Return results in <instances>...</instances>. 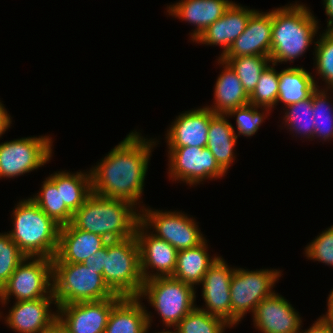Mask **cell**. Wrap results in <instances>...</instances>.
I'll return each instance as SVG.
<instances>
[{
  "label": "cell",
  "instance_id": "1",
  "mask_svg": "<svg viewBox=\"0 0 333 333\" xmlns=\"http://www.w3.org/2000/svg\"><path fill=\"white\" fill-rule=\"evenodd\" d=\"M141 135L131 131L95 167L90 168L93 193L141 206L151 150L157 143L155 139L148 140Z\"/></svg>",
  "mask_w": 333,
  "mask_h": 333
},
{
  "label": "cell",
  "instance_id": "2",
  "mask_svg": "<svg viewBox=\"0 0 333 333\" xmlns=\"http://www.w3.org/2000/svg\"><path fill=\"white\" fill-rule=\"evenodd\" d=\"M138 209L128 201L92 192L73 214L71 224L77 229L101 235L108 241L123 240L135 235L140 222Z\"/></svg>",
  "mask_w": 333,
  "mask_h": 333
},
{
  "label": "cell",
  "instance_id": "3",
  "mask_svg": "<svg viewBox=\"0 0 333 333\" xmlns=\"http://www.w3.org/2000/svg\"><path fill=\"white\" fill-rule=\"evenodd\" d=\"M291 5V6H290ZM272 10L271 63L293 62L308 50L319 24L304 4H290Z\"/></svg>",
  "mask_w": 333,
  "mask_h": 333
},
{
  "label": "cell",
  "instance_id": "4",
  "mask_svg": "<svg viewBox=\"0 0 333 333\" xmlns=\"http://www.w3.org/2000/svg\"><path fill=\"white\" fill-rule=\"evenodd\" d=\"M11 239L26 257L53 259L59 245L60 225L31 199H23L12 211Z\"/></svg>",
  "mask_w": 333,
  "mask_h": 333
},
{
  "label": "cell",
  "instance_id": "5",
  "mask_svg": "<svg viewBox=\"0 0 333 333\" xmlns=\"http://www.w3.org/2000/svg\"><path fill=\"white\" fill-rule=\"evenodd\" d=\"M52 278L57 307L116 296L103 275L83 263H52Z\"/></svg>",
  "mask_w": 333,
  "mask_h": 333
},
{
  "label": "cell",
  "instance_id": "6",
  "mask_svg": "<svg viewBox=\"0 0 333 333\" xmlns=\"http://www.w3.org/2000/svg\"><path fill=\"white\" fill-rule=\"evenodd\" d=\"M103 278L116 295L139 296L144 279L140 268L139 244L135 235L106 243Z\"/></svg>",
  "mask_w": 333,
  "mask_h": 333
},
{
  "label": "cell",
  "instance_id": "7",
  "mask_svg": "<svg viewBox=\"0 0 333 333\" xmlns=\"http://www.w3.org/2000/svg\"><path fill=\"white\" fill-rule=\"evenodd\" d=\"M195 289L173 277H157L144 281L138 297H146L163 324L175 328L197 306Z\"/></svg>",
  "mask_w": 333,
  "mask_h": 333
},
{
  "label": "cell",
  "instance_id": "8",
  "mask_svg": "<svg viewBox=\"0 0 333 333\" xmlns=\"http://www.w3.org/2000/svg\"><path fill=\"white\" fill-rule=\"evenodd\" d=\"M279 277L281 271L277 269L235 268L230 284L232 327L239 324L247 312L253 315L257 305L275 292L272 289Z\"/></svg>",
  "mask_w": 333,
  "mask_h": 333
},
{
  "label": "cell",
  "instance_id": "9",
  "mask_svg": "<svg viewBox=\"0 0 333 333\" xmlns=\"http://www.w3.org/2000/svg\"><path fill=\"white\" fill-rule=\"evenodd\" d=\"M52 292V259L26 257L0 290V302L5 306L11 296L15 301H28L47 297Z\"/></svg>",
  "mask_w": 333,
  "mask_h": 333
},
{
  "label": "cell",
  "instance_id": "10",
  "mask_svg": "<svg viewBox=\"0 0 333 333\" xmlns=\"http://www.w3.org/2000/svg\"><path fill=\"white\" fill-rule=\"evenodd\" d=\"M144 207V205L139 206L140 222L146 228L150 230L152 228L153 235L165 240L177 251L196 247L206 240L195 218L187 216L184 212L152 210Z\"/></svg>",
  "mask_w": 333,
  "mask_h": 333
},
{
  "label": "cell",
  "instance_id": "11",
  "mask_svg": "<svg viewBox=\"0 0 333 333\" xmlns=\"http://www.w3.org/2000/svg\"><path fill=\"white\" fill-rule=\"evenodd\" d=\"M51 137H25L0 143V178H14L27 174L52 157Z\"/></svg>",
  "mask_w": 333,
  "mask_h": 333
},
{
  "label": "cell",
  "instance_id": "12",
  "mask_svg": "<svg viewBox=\"0 0 333 333\" xmlns=\"http://www.w3.org/2000/svg\"><path fill=\"white\" fill-rule=\"evenodd\" d=\"M168 156V174L172 181L194 186L206 179L221 178L227 173L207 147L168 148Z\"/></svg>",
  "mask_w": 333,
  "mask_h": 333
},
{
  "label": "cell",
  "instance_id": "13",
  "mask_svg": "<svg viewBox=\"0 0 333 333\" xmlns=\"http://www.w3.org/2000/svg\"><path fill=\"white\" fill-rule=\"evenodd\" d=\"M116 295L100 301L78 302L57 307L58 321L69 333H104Z\"/></svg>",
  "mask_w": 333,
  "mask_h": 333
},
{
  "label": "cell",
  "instance_id": "14",
  "mask_svg": "<svg viewBox=\"0 0 333 333\" xmlns=\"http://www.w3.org/2000/svg\"><path fill=\"white\" fill-rule=\"evenodd\" d=\"M135 236L139 244L140 268L144 281L157 277H172L176 268L177 250L165 240L153 235L141 222L136 227ZM149 268L152 271H149Z\"/></svg>",
  "mask_w": 333,
  "mask_h": 333
},
{
  "label": "cell",
  "instance_id": "15",
  "mask_svg": "<svg viewBox=\"0 0 333 333\" xmlns=\"http://www.w3.org/2000/svg\"><path fill=\"white\" fill-rule=\"evenodd\" d=\"M235 268H230L223 257H219L208 269L201 282L205 308L199 309L223 319L232 327L230 284Z\"/></svg>",
  "mask_w": 333,
  "mask_h": 333
},
{
  "label": "cell",
  "instance_id": "16",
  "mask_svg": "<svg viewBox=\"0 0 333 333\" xmlns=\"http://www.w3.org/2000/svg\"><path fill=\"white\" fill-rule=\"evenodd\" d=\"M57 302L53 292L44 298L28 301H15L5 323L17 333H44L58 320V313L51 310Z\"/></svg>",
  "mask_w": 333,
  "mask_h": 333
},
{
  "label": "cell",
  "instance_id": "17",
  "mask_svg": "<svg viewBox=\"0 0 333 333\" xmlns=\"http://www.w3.org/2000/svg\"><path fill=\"white\" fill-rule=\"evenodd\" d=\"M298 313L288 300L274 292L257 305L252 319L262 333H299L302 319Z\"/></svg>",
  "mask_w": 333,
  "mask_h": 333
},
{
  "label": "cell",
  "instance_id": "18",
  "mask_svg": "<svg viewBox=\"0 0 333 333\" xmlns=\"http://www.w3.org/2000/svg\"><path fill=\"white\" fill-rule=\"evenodd\" d=\"M209 108H197L181 113L167 130L168 148L184 146L205 148L208 140L210 118L214 115Z\"/></svg>",
  "mask_w": 333,
  "mask_h": 333
},
{
  "label": "cell",
  "instance_id": "19",
  "mask_svg": "<svg viewBox=\"0 0 333 333\" xmlns=\"http://www.w3.org/2000/svg\"><path fill=\"white\" fill-rule=\"evenodd\" d=\"M272 39V10L255 11L243 33L232 43L222 57L270 56Z\"/></svg>",
  "mask_w": 333,
  "mask_h": 333
},
{
  "label": "cell",
  "instance_id": "20",
  "mask_svg": "<svg viewBox=\"0 0 333 333\" xmlns=\"http://www.w3.org/2000/svg\"><path fill=\"white\" fill-rule=\"evenodd\" d=\"M255 11L232 2L223 16L211 24L193 42L221 46L223 49L220 55L221 58L227 53L232 43L243 33L250 16Z\"/></svg>",
  "mask_w": 333,
  "mask_h": 333
},
{
  "label": "cell",
  "instance_id": "21",
  "mask_svg": "<svg viewBox=\"0 0 333 333\" xmlns=\"http://www.w3.org/2000/svg\"><path fill=\"white\" fill-rule=\"evenodd\" d=\"M107 242L103 236L77 229L71 223L61 226L58 250L52 263H83Z\"/></svg>",
  "mask_w": 333,
  "mask_h": 333
},
{
  "label": "cell",
  "instance_id": "22",
  "mask_svg": "<svg viewBox=\"0 0 333 333\" xmlns=\"http://www.w3.org/2000/svg\"><path fill=\"white\" fill-rule=\"evenodd\" d=\"M233 1L229 0H181L167 7L169 15L194 24L190 34L196 40L211 24L221 18Z\"/></svg>",
  "mask_w": 333,
  "mask_h": 333
},
{
  "label": "cell",
  "instance_id": "23",
  "mask_svg": "<svg viewBox=\"0 0 333 333\" xmlns=\"http://www.w3.org/2000/svg\"><path fill=\"white\" fill-rule=\"evenodd\" d=\"M139 297H122L112 308L104 333H147L153 316Z\"/></svg>",
  "mask_w": 333,
  "mask_h": 333
},
{
  "label": "cell",
  "instance_id": "24",
  "mask_svg": "<svg viewBox=\"0 0 333 333\" xmlns=\"http://www.w3.org/2000/svg\"><path fill=\"white\" fill-rule=\"evenodd\" d=\"M223 70L218 76L214 88V105L205 106L215 114H227L230 110L249 104V95L241 80L227 61L218 57Z\"/></svg>",
  "mask_w": 333,
  "mask_h": 333
},
{
  "label": "cell",
  "instance_id": "25",
  "mask_svg": "<svg viewBox=\"0 0 333 333\" xmlns=\"http://www.w3.org/2000/svg\"><path fill=\"white\" fill-rule=\"evenodd\" d=\"M226 114H214L210 118L207 148L218 164L227 172L235 160V147L238 137ZM234 150V151H233Z\"/></svg>",
  "mask_w": 333,
  "mask_h": 333
},
{
  "label": "cell",
  "instance_id": "26",
  "mask_svg": "<svg viewBox=\"0 0 333 333\" xmlns=\"http://www.w3.org/2000/svg\"><path fill=\"white\" fill-rule=\"evenodd\" d=\"M207 249L205 240L196 247L177 251L176 268L172 277L193 287L200 285L208 269L220 257L210 256Z\"/></svg>",
  "mask_w": 333,
  "mask_h": 333
},
{
  "label": "cell",
  "instance_id": "27",
  "mask_svg": "<svg viewBox=\"0 0 333 333\" xmlns=\"http://www.w3.org/2000/svg\"><path fill=\"white\" fill-rule=\"evenodd\" d=\"M312 73L303 67H289L279 72V92L277 104L284 106L309 98L319 88Z\"/></svg>",
  "mask_w": 333,
  "mask_h": 333
},
{
  "label": "cell",
  "instance_id": "28",
  "mask_svg": "<svg viewBox=\"0 0 333 333\" xmlns=\"http://www.w3.org/2000/svg\"><path fill=\"white\" fill-rule=\"evenodd\" d=\"M48 178L61 187L62 204L74 214L85 202L91 191L90 171L70 173L58 171L52 173Z\"/></svg>",
  "mask_w": 333,
  "mask_h": 333
},
{
  "label": "cell",
  "instance_id": "29",
  "mask_svg": "<svg viewBox=\"0 0 333 333\" xmlns=\"http://www.w3.org/2000/svg\"><path fill=\"white\" fill-rule=\"evenodd\" d=\"M42 183L41 191L30 198L60 226L71 223L73 213L62 204L61 187H56L48 177Z\"/></svg>",
  "mask_w": 333,
  "mask_h": 333
},
{
  "label": "cell",
  "instance_id": "30",
  "mask_svg": "<svg viewBox=\"0 0 333 333\" xmlns=\"http://www.w3.org/2000/svg\"><path fill=\"white\" fill-rule=\"evenodd\" d=\"M234 69L248 95L255 89L264 69L271 64L267 56L221 57Z\"/></svg>",
  "mask_w": 333,
  "mask_h": 333
},
{
  "label": "cell",
  "instance_id": "31",
  "mask_svg": "<svg viewBox=\"0 0 333 333\" xmlns=\"http://www.w3.org/2000/svg\"><path fill=\"white\" fill-rule=\"evenodd\" d=\"M285 115L283 120L285 126L292 133H297L306 139L313 140L314 136V118L312 95L309 98L301 100L297 103L290 104L285 107ZM294 131V132H293Z\"/></svg>",
  "mask_w": 333,
  "mask_h": 333
},
{
  "label": "cell",
  "instance_id": "32",
  "mask_svg": "<svg viewBox=\"0 0 333 333\" xmlns=\"http://www.w3.org/2000/svg\"><path fill=\"white\" fill-rule=\"evenodd\" d=\"M327 92L328 89L317 88L312 93L314 118L313 140L321 138L323 141H329L333 138V103L329 101Z\"/></svg>",
  "mask_w": 333,
  "mask_h": 333
},
{
  "label": "cell",
  "instance_id": "33",
  "mask_svg": "<svg viewBox=\"0 0 333 333\" xmlns=\"http://www.w3.org/2000/svg\"><path fill=\"white\" fill-rule=\"evenodd\" d=\"M276 66L269 64L262 72L260 79L249 95V104L258 107L274 108L277 104L279 92V72L275 69Z\"/></svg>",
  "mask_w": 333,
  "mask_h": 333
},
{
  "label": "cell",
  "instance_id": "34",
  "mask_svg": "<svg viewBox=\"0 0 333 333\" xmlns=\"http://www.w3.org/2000/svg\"><path fill=\"white\" fill-rule=\"evenodd\" d=\"M231 328L223 319L195 307L175 327L178 333H224Z\"/></svg>",
  "mask_w": 333,
  "mask_h": 333
},
{
  "label": "cell",
  "instance_id": "35",
  "mask_svg": "<svg viewBox=\"0 0 333 333\" xmlns=\"http://www.w3.org/2000/svg\"><path fill=\"white\" fill-rule=\"evenodd\" d=\"M258 109H261V112L260 110L258 111ZM271 110L272 109L268 107H258L252 104H247L245 106L230 110L226 115L228 118L229 116H236L237 128L235 129H237L238 134L235 135L237 137H240V135L251 137L258 132L259 127L267 116L270 115L271 112L269 111Z\"/></svg>",
  "mask_w": 333,
  "mask_h": 333
},
{
  "label": "cell",
  "instance_id": "36",
  "mask_svg": "<svg viewBox=\"0 0 333 333\" xmlns=\"http://www.w3.org/2000/svg\"><path fill=\"white\" fill-rule=\"evenodd\" d=\"M315 43L314 64L317 74L325 82L326 89H333V33L323 32Z\"/></svg>",
  "mask_w": 333,
  "mask_h": 333
},
{
  "label": "cell",
  "instance_id": "37",
  "mask_svg": "<svg viewBox=\"0 0 333 333\" xmlns=\"http://www.w3.org/2000/svg\"><path fill=\"white\" fill-rule=\"evenodd\" d=\"M25 258L10 235L7 232L0 233V290Z\"/></svg>",
  "mask_w": 333,
  "mask_h": 333
},
{
  "label": "cell",
  "instance_id": "38",
  "mask_svg": "<svg viewBox=\"0 0 333 333\" xmlns=\"http://www.w3.org/2000/svg\"><path fill=\"white\" fill-rule=\"evenodd\" d=\"M304 254L310 260L333 266V225L312 240L305 247Z\"/></svg>",
  "mask_w": 333,
  "mask_h": 333
},
{
  "label": "cell",
  "instance_id": "39",
  "mask_svg": "<svg viewBox=\"0 0 333 333\" xmlns=\"http://www.w3.org/2000/svg\"><path fill=\"white\" fill-rule=\"evenodd\" d=\"M104 256H106V246L101 250L95 252L89 258H87L83 264L86 266H91L97 273L103 275L104 270Z\"/></svg>",
  "mask_w": 333,
  "mask_h": 333
},
{
  "label": "cell",
  "instance_id": "40",
  "mask_svg": "<svg viewBox=\"0 0 333 333\" xmlns=\"http://www.w3.org/2000/svg\"><path fill=\"white\" fill-rule=\"evenodd\" d=\"M299 333H333V328L326 317L322 315L312 324L309 329L304 331L300 330Z\"/></svg>",
  "mask_w": 333,
  "mask_h": 333
},
{
  "label": "cell",
  "instance_id": "41",
  "mask_svg": "<svg viewBox=\"0 0 333 333\" xmlns=\"http://www.w3.org/2000/svg\"><path fill=\"white\" fill-rule=\"evenodd\" d=\"M3 105L4 104L0 102V137L12 124V117L8 114L7 109H5Z\"/></svg>",
  "mask_w": 333,
  "mask_h": 333
},
{
  "label": "cell",
  "instance_id": "42",
  "mask_svg": "<svg viewBox=\"0 0 333 333\" xmlns=\"http://www.w3.org/2000/svg\"><path fill=\"white\" fill-rule=\"evenodd\" d=\"M323 5L326 16L328 17L327 29L324 31L327 33H333V0H324Z\"/></svg>",
  "mask_w": 333,
  "mask_h": 333
},
{
  "label": "cell",
  "instance_id": "43",
  "mask_svg": "<svg viewBox=\"0 0 333 333\" xmlns=\"http://www.w3.org/2000/svg\"><path fill=\"white\" fill-rule=\"evenodd\" d=\"M44 333H69L57 320L52 326H50Z\"/></svg>",
  "mask_w": 333,
  "mask_h": 333
},
{
  "label": "cell",
  "instance_id": "44",
  "mask_svg": "<svg viewBox=\"0 0 333 333\" xmlns=\"http://www.w3.org/2000/svg\"><path fill=\"white\" fill-rule=\"evenodd\" d=\"M328 298V302H327V312H333V289L331 290L329 297Z\"/></svg>",
  "mask_w": 333,
  "mask_h": 333
},
{
  "label": "cell",
  "instance_id": "45",
  "mask_svg": "<svg viewBox=\"0 0 333 333\" xmlns=\"http://www.w3.org/2000/svg\"><path fill=\"white\" fill-rule=\"evenodd\" d=\"M324 316L330 322V324L333 328V312H326V315H324Z\"/></svg>",
  "mask_w": 333,
  "mask_h": 333
},
{
  "label": "cell",
  "instance_id": "46",
  "mask_svg": "<svg viewBox=\"0 0 333 333\" xmlns=\"http://www.w3.org/2000/svg\"><path fill=\"white\" fill-rule=\"evenodd\" d=\"M174 329H175L174 332L170 331V330L167 331V329H166V331H162V332H158V333H178L176 328H174ZM155 333H157V332H155Z\"/></svg>",
  "mask_w": 333,
  "mask_h": 333
}]
</instances>
